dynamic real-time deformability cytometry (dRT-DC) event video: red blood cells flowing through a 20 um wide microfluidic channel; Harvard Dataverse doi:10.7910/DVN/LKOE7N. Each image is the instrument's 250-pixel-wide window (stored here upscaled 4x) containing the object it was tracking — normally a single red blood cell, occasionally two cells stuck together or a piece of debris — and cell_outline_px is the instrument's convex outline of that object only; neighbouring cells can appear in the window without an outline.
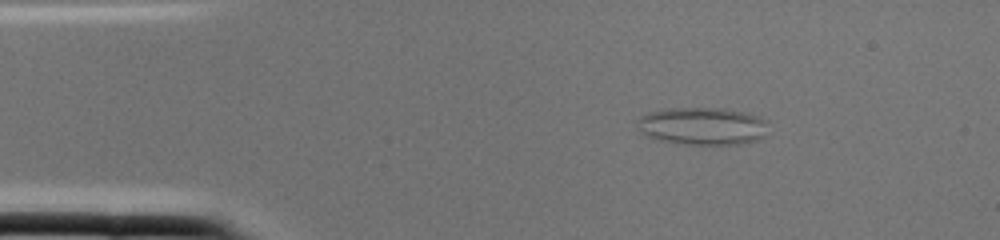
{"species": "common noctule bat (a hibernating species)", "species_latin": "Nyctalus noctula", "temperature_condition": "cold", "stored_images_in_passage": 1, "camera_frame_rate_fps": 3000, "um_per_image_px": 0.085, "animal": {"sex": "female", "body_mass_g": 22.0, "forearm_length_mm": 56.7}, "frame": {"image": 1, "passage_image": 1, "time_ms": 0.0, "image_size_px": [1000, 240], "cell_outline_px": [[768, 120], [764, 136], [760, 140], [740, 144], [684, 144], [656, 140], [644, 136], [640, 132], [636, 120], [640, 116], [648, 112], [664, 108], [724, 108], [744, 112], [760, 116]], "centroid_in_image_um": [59.69, 10.71], "position_along_channel_um": 25.3, "area_um2": 29.25}}